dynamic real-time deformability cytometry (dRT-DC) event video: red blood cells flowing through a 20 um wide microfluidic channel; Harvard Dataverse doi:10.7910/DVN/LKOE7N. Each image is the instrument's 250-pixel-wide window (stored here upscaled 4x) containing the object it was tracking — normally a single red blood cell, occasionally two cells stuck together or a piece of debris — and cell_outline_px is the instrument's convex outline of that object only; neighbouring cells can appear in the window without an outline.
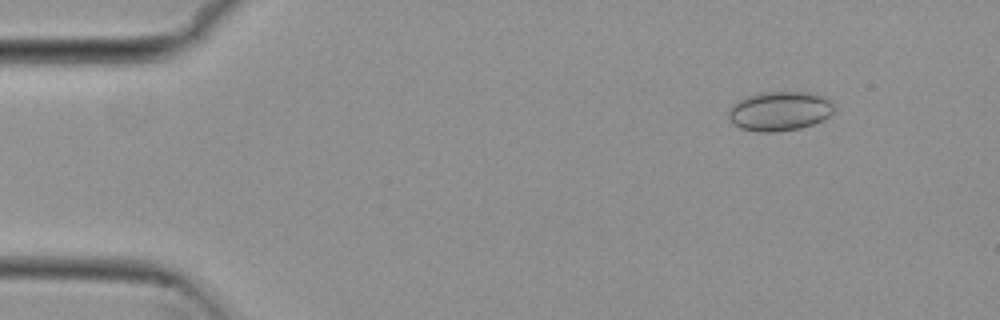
{"species": "common noctule bat (a hibernating species)", "species_latin": "Nyctalus noctula", "temperature_condition": "cold", "stored_images_in_passage": 11, "camera_frame_rate_fps": 3000, "um_per_image_px": 0.085, "animal": {"sex": "female", "body_mass_g": 29.2, "forearm_length_mm": 56.3}, "frame": {"image": 1, "passage_image": 1, "time_ms": 0.0, "image_size_px": [1000, 320], "cell_outline_px": [[836, 108], [824, 120], [800, 128], [776, 132], [760, 132], [740, 128], [728, 116], [728, 108], [732, 104], [748, 96], [760, 92], [812, 92], [824, 96], [832, 100]], "centroid_in_image_um": [66.31, 9.43], "position_along_channel_um": 18.7, "area_um2": 24.39}}